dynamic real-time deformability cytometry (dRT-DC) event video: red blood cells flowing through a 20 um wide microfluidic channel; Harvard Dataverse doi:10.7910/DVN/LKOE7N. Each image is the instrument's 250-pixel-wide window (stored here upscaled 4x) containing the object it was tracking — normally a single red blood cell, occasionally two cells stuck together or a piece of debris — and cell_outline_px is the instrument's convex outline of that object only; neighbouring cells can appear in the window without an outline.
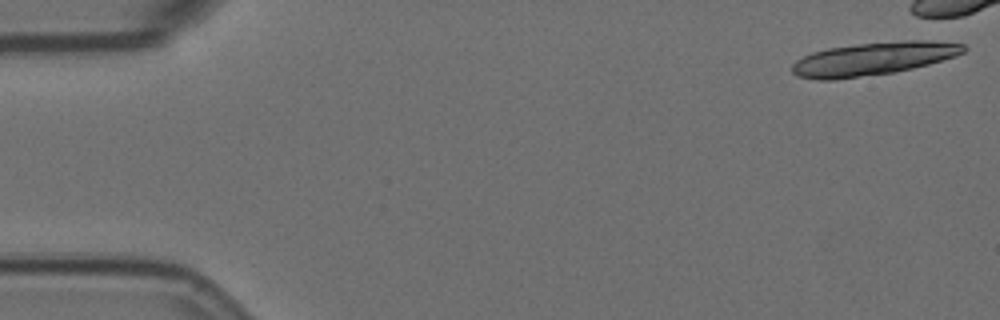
{"species": "Egyptian fruit bat (a non-hibernating species)", "species_latin": "Rousettus aegyptiacus", "temperature_condition": "room temperature", "stored_images_in_passage": 17, "camera_frame_rate_fps": 3000, "um_per_image_px": 0.085, "animal": {"sex": "female"}, "frame": {"image": 1, "passage_image": 1, "time_ms": 0.0, "image_size_px": [1000, 320], "cell_outline_px": [[968, 48], [964, 52], [956, 56], [928, 64], [912, 68], [892, 72], [836, 80], [816, 80], [796, 76], [792, 72], [792, 64], [796, 60], [812, 52], [828, 48], [856, 44], [904, 40], [932, 40], [964, 44]], "centroid_in_image_um": [74.21, 4.99], "position_along_channel_um": 10.8, "area_um2": 33.12}}
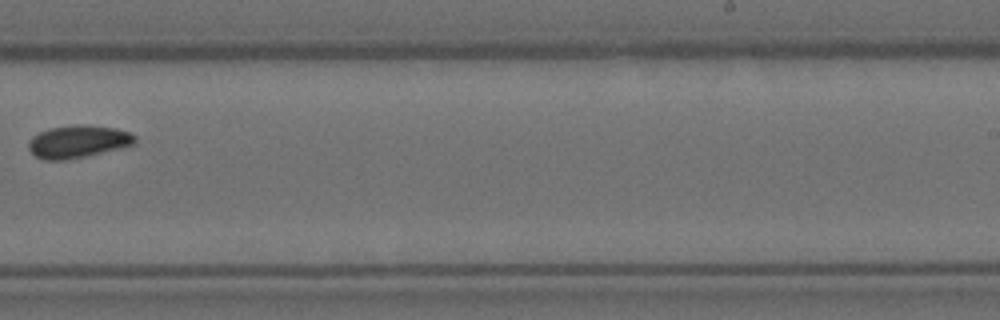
{"frame": {"image": 2, "passage_image": 11, "time_ms": 3.333, "image_size_px": [1000, 320], "cell_outline_px": [[136, 140], [132, 144], [84, 156], [64, 160], [44, 160], [36, 156], [28, 148], [28, 140], [32, 136], [48, 128], [76, 124], [80, 124], [116, 128], [132, 132], [136, 136]], "centroid_in_image_um": [6.59, 12.01], "position_along_channel_um": 282.4, "area_um2": 20.0}}
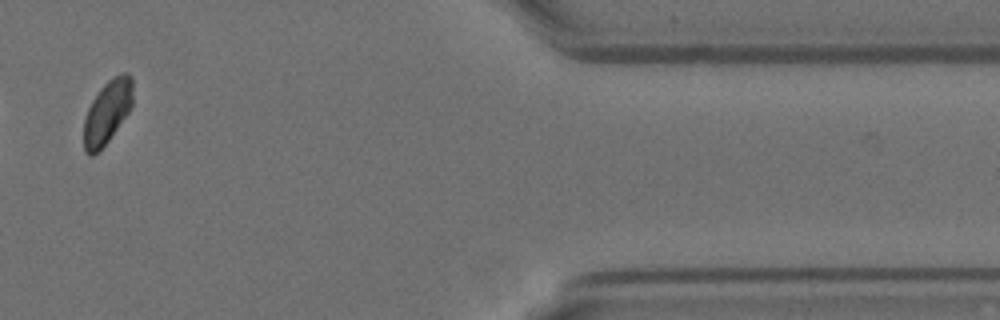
{"frame": {"image": 3, "passage_image": 15, "time_ms": 4.667, "image_size_px": [1000, 320], "cell_outline_px": [[132, 104], [128, 112], [108, 140], [92, 156], [88, 156], [84, 152], [84, 120], [88, 108], [92, 100], [100, 88], [112, 76], [120, 72], [128, 72], [132, 76]], "centroid_in_image_um": [9.11, 9.47], "position_along_channel_um": 402.3, "area_um2": 17.98}}